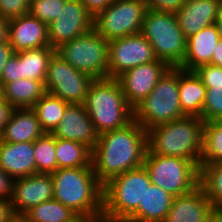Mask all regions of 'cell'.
<instances>
[{"instance_id":"obj_28","label":"cell","mask_w":222,"mask_h":222,"mask_svg":"<svg viewBox=\"0 0 222 222\" xmlns=\"http://www.w3.org/2000/svg\"><path fill=\"white\" fill-rule=\"evenodd\" d=\"M57 169L88 167L92 151L82 143L56 138Z\"/></svg>"},{"instance_id":"obj_22","label":"cell","mask_w":222,"mask_h":222,"mask_svg":"<svg viewBox=\"0 0 222 222\" xmlns=\"http://www.w3.org/2000/svg\"><path fill=\"white\" fill-rule=\"evenodd\" d=\"M219 39L220 34L215 23L188 37L184 61L178 68L194 71L202 65L210 64L213 49Z\"/></svg>"},{"instance_id":"obj_24","label":"cell","mask_w":222,"mask_h":222,"mask_svg":"<svg viewBox=\"0 0 222 222\" xmlns=\"http://www.w3.org/2000/svg\"><path fill=\"white\" fill-rule=\"evenodd\" d=\"M205 96L206 87L196 73L179 68V102L183 114L202 119Z\"/></svg>"},{"instance_id":"obj_7","label":"cell","mask_w":222,"mask_h":222,"mask_svg":"<svg viewBox=\"0 0 222 222\" xmlns=\"http://www.w3.org/2000/svg\"><path fill=\"white\" fill-rule=\"evenodd\" d=\"M140 33L152 46L157 59L172 68L183 63L187 38L179 27L176 14L146 9Z\"/></svg>"},{"instance_id":"obj_48","label":"cell","mask_w":222,"mask_h":222,"mask_svg":"<svg viewBox=\"0 0 222 222\" xmlns=\"http://www.w3.org/2000/svg\"><path fill=\"white\" fill-rule=\"evenodd\" d=\"M79 222H112V221L107 219L106 217L101 216L93 219H81Z\"/></svg>"},{"instance_id":"obj_42","label":"cell","mask_w":222,"mask_h":222,"mask_svg":"<svg viewBox=\"0 0 222 222\" xmlns=\"http://www.w3.org/2000/svg\"><path fill=\"white\" fill-rule=\"evenodd\" d=\"M14 216L10 200L0 199V222H9Z\"/></svg>"},{"instance_id":"obj_26","label":"cell","mask_w":222,"mask_h":222,"mask_svg":"<svg viewBox=\"0 0 222 222\" xmlns=\"http://www.w3.org/2000/svg\"><path fill=\"white\" fill-rule=\"evenodd\" d=\"M56 49L51 46L16 52L21 59L22 79L42 81L44 83L49 62Z\"/></svg>"},{"instance_id":"obj_12","label":"cell","mask_w":222,"mask_h":222,"mask_svg":"<svg viewBox=\"0 0 222 222\" xmlns=\"http://www.w3.org/2000/svg\"><path fill=\"white\" fill-rule=\"evenodd\" d=\"M154 60L153 48L141 33L108 42V78L116 79L128 69Z\"/></svg>"},{"instance_id":"obj_47","label":"cell","mask_w":222,"mask_h":222,"mask_svg":"<svg viewBox=\"0 0 222 222\" xmlns=\"http://www.w3.org/2000/svg\"><path fill=\"white\" fill-rule=\"evenodd\" d=\"M215 25L217 27L218 33L220 34V38L222 39V6L219 10V14L216 18Z\"/></svg>"},{"instance_id":"obj_37","label":"cell","mask_w":222,"mask_h":222,"mask_svg":"<svg viewBox=\"0 0 222 222\" xmlns=\"http://www.w3.org/2000/svg\"><path fill=\"white\" fill-rule=\"evenodd\" d=\"M19 79H22L21 59L14 53L3 68L0 84L3 87L6 83L18 81Z\"/></svg>"},{"instance_id":"obj_21","label":"cell","mask_w":222,"mask_h":222,"mask_svg":"<svg viewBox=\"0 0 222 222\" xmlns=\"http://www.w3.org/2000/svg\"><path fill=\"white\" fill-rule=\"evenodd\" d=\"M44 133L32 108L13 109L9 120L0 131V141L34 142Z\"/></svg>"},{"instance_id":"obj_40","label":"cell","mask_w":222,"mask_h":222,"mask_svg":"<svg viewBox=\"0 0 222 222\" xmlns=\"http://www.w3.org/2000/svg\"><path fill=\"white\" fill-rule=\"evenodd\" d=\"M87 11L93 18L101 11L105 10L112 2V0H80Z\"/></svg>"},{"instance_id":"obj_13","label":"cell","mask_w":222,"mask_h":222,"mask_svg":"<svg viewBox=\"0 0 222 222\" xmlns=\"http://www.w3.org/2000/svg\"><path fill=\"white\" fill-rule=\"evenodd\" d=\"M93 16L80 0H67L57 19L47 25L50 46L58 48L93 29Z\"/></svg>"},{"instance_id":"obj_1","label":"cell","mask_w":222,"mask_h":222,"mask_svg":"<svg viewBox=\"0 0 222 222\" xmlns=\"http://www.w3.org/2000/svg\"><path fill=\"white\" fill-rule=\"evenodd\" d=\"M147 152L146 130L136 121L99 134L92 150L94 174L103 185L111 178L143 166Z\"/></svg>"},{"instance_id":"obj_44","label":"cell","mask_w":222,"mask_h":222,"mask_svg":"<svg viewBox=\"0 0 222 222\" xmlns=\"http://www.w3.org/2000/svg\"><path fill=\"white\" fill-rule=\"evenodd\" d=\"M214 66H222V39L220 38L213 49L211 63Z\"/></svg>"},{"instance_id":"obj_33","label":"cell","mask_w":222,"mask_h":222,"mask_svg":"<svg viewBox=\"0 0 222 222\" xmlns=\"http://www.w3.org/2000/svg\"><path fill=\"white\" fill-rule=\"evenodd\" d=\"M67 0H30L29 14L45 24L57 19Z\"/></svg>"},{"instance_id":"obj_35","label":"cell","mask_w":222,"mask_h":222,"mask_svg":"<svg viewBox=\"0 0 222 222\" xmlns=\"http://www.w3.org/2000/svg\"><path fill=\"white\" fill-rule=\"evenodd\" d=\"M194 72L201 79L206 89L222 86V66L206 64L198 67Z\"/></svg>"},{"instance_id":"obj_34","label":"cell","mask_w":222,"mask_h":222,"mask_svg":"<svg viewBox=\"0 0 222 222\" xmlns=\"http://www.w3.org/2000/svg\"><path fill=\"white\" fill-rule=\"evenodd\" d=\"M222 119V86L206 89L202 108V120L209 122Z\"/></svg>"},{"instance_id":"obj_27","label":"cell","mask_w":222,"mask_h":222,"mask_svg":"<svg viewBox=\"0 0 222 222\" xmlns=\"http://www.w3.org/2000/svg\"><path fill=\"white\" fill-rule=\"evenodd\" d=\"M22 216L27 222H79L82 219L55 199L31 207Z\"/></svg>"},{"instance_id":"obj_25","label":"cell","mask_w":222,"mask_h":222,"mask_svg":"<svg viewBox=\"0 0 222 222\" xmlns=\"http://www.w3.org/2000/svg\"><path fill=\"white\" fill-rule=\"evenodd\" d=\"M46 93L44 83L31 79H19L2 87V98L14 109L33 108Z\"/></svg>"},{"instance_id":"obj_9","label":"cell","mask_w":222,"mask_h":222,"mask_svg":"<svg viewBox=\"0 0 222 222\" xmlns=\"http://www.w3.org/2000/svg\"><path fill=\"white\" fill-rule=\"evenodd\" d=\"M108 40L94 29L61 44L56 53L73 68L94 79L108 78Z\"/></svg>"},{"instance_id":"obj_45","label":"cell","mask_w":222,"mask_h":222,"mask_svg":"<svg viewBox=\"0 0 222 222\" xmlns=\"http://www.w3.org/2000/svg\"><path fill=\"white\" fill-rule=\"evenodd\" d=\"M9 19L0 16V43L8 42Z\"/></svg>"},{"instance_id":"obj_14","label":"cell","mask_w":222,"mask_h":222,"mask_svg":"<svg viewBox=\"0 0 222 222\" xmlns=\"http://www.w3.org/2000/svg\"><path fill=\"white\" fill-rule=\"evenodd\" d=\"M170 68L166 62L157 59L128 69L119 75L116 79L128 104L134 108L145 99Z\"/></svg>"},{"instance_id":"obj_16","label":"cell","mask_w":222,"mask_h":222,"mask_svg":"<svg viewBox=\"0 0 222 222\" xmlns=\"http://www.w3.org/2000/svg\"><path fill=\"white\" fill-rule=\"evenodd\" d=\"M51 134L55 138L82 143L91 151L99 137L84 104H68L61 121Z\"/></svg>"},{"instance_id":"obj_18","label":"cell","mask_w":222,"mask_h":222,"mask_svg":"<svg viewBox=\"0 0 222 222\" xmlns=\"http://www.w3.org/2000/svg\"><path fill=\"white\" fill-rule=\"evenodd\" d=\"M215 210L200 186L191 192L173 197L163 222H206Z\"/></svg>"},{"instance_id":"obj_49","label":"cell","mask_w":222,"mask_h":222,"mask_svg":"<svg viewBox=\"0 0 222 222\" xmlns=\"http://www.w3.org/2000/svg\"><path fill=\"white\" fill-rule=\"evenodd\" d=\"M9 222H27L21 215H15Z\"/></svg>"},{"instance_id":"obj_3","label":"cell","mask_w":222,"mask_h":222,"mask_svg":"<svg viewBox=\"0 0 222 222\" xmlns=\"http://www.w3.org/2000/svg\"><path fill=\"white\" fill-rule=\"evenodd\" d=\"M203 126L204 121L196 116H185L156 125L146 130V153L189 159L199 167L203 150Z\"/></svg>"},{"instance_id":"obj_41","label":"cell","mask_w":222,"mask_h":222,"mask_svg":"<svg viewBox=\"0 0 222 222\" xmlns=\"http://www.w3.org/2000/svg\"><path fill=\"white\" fill-rule=\"evenodd\" d=\"M14 53L15 52L9 42L0 43V77L6 62Z\"/></svg>"},{"instance_id":"obj_38","label":"cell","mask_w":222,"mask_h":222,"mask_svg":"<svg viewBox=\"0 0 222 222\" xmlns=\"http://www.w3.org/2000/svg\"><path fill=\"white\" fill-rule=\"evenodd\" d=\"M187 0H145L146 8L157 12L176 14Z\"/></svg>"},{"instance_id":"obj_20","label":"cell","mask_w":222,"mask_h":222,"mask_svg":"<svg viewBox=\"0 0 222 222\" xmlns=\"http://www.w3.org/2000/svg\"><path fill=\"white\" fill-rule=\"evenodd\" d=\"M0 168L13 179L37 174L34 142L8 143L0 141Z\"/></svg>"},{"instance_id":"obj_15","label":"cell","mask_w":222,"mask_h":222,"mask_svg":"<svg viewBox=\"0 0 222 222\" xmlns=\"http://www.w3.org/2000/svg\"><path fill=\"white\" fill-rule=\"evenodd\" d=\"M51 174L37 173L14 179L11 205L15 215H23L31 207L53 199Z\"/></svg>"},{"instance_id":"obj_2","label":"cell","mask_w":222,"mask_h":222,"mask_svg":"<svg viewBox=\"0 0 222 222\" xmlns=\"http://www.w3.org/2000/svg\"><path fill=\"white\" fill-rule=\"evenodd\" d=\"M51 176L53 199L71 208L82 219L102 216L103 185L96 178L92 163L88 167L59 168Z\"/></svg>"},{"instance_id":"obj_29","label":"cell","mask_w":222,"mask_h":222,"mask_svg":"<svg viewBox=\"0 0 222 222\" xmlns=\"http://www.w3.org/2000/svg\"><path fill=\"white\" fill-rule=\"evenodd\" d=\"M69 103L46 92L33 106L40 127L45 133H51L61 121Z\"/></svg>"},{"instance_id":"obj_10","label":"cell","mask_w":222,"mask_h":222,"mask_svg":"<svg viewBox=\"0 0 222 222\" xmlns=\"http://www.w3.org/2000/svg\"><path fill=\"white\" fill-rule=\"evenodd\" d=\"M145 0H112L93 19V29L106 40L140 33L146 11Z\"/></svg>"},{"instance_id":"obj_50","label":"cell","mask_w":222,"mask_h":222,"mask_svg":"<svg viewBox=\"0 0 222 222\" xmlns=\"http://www.w3.org/2000/svg\"><path fill=\"white\" fill-rule=\"evenodd\" d=\"M2 98V86L0 84V99Z\"/></svg>"},{"instance_id":"obj_23","label":"cell","mask_w":222,"mask_h":222,"mask_svg":"<svg viewBox=\"0 0 222 222\" xmlns=\"http://www.w3.org/2000/svg\"><path fill=\"white\" fill-rule=\"evenodd\" d=\"M173 197L151 183L145 190L143 203L124 222H163L171 208Z\"/></svg>"},{"instance_id":"obj_31","label":"cell","mask_w":222,"mask_h":222,"mask_svg":"<svg viewBox=\"0 0 222 222\" xmlns=\"http://www.w3.org/2000/svg\"><path fill=\"white\" fill-rule=\"evenodd\" d=\"M199 186L215 209H222V163L199 166Z\"/></svg>"},{"instance_id":"obj_39","label":"cell","mask_w":222,"mask_h":222,"mask_svg":"<svg viewBox=\"0 0 222 222\" xmlns=\"http://www.w3.org/2000/svg\"><path fill=\"white\" fill-rule=\"evenodd\" d=\"M14 179L0 168V199L11 200Z\"/></svg>"},{"instance_id":"obj_30","label":"cell","mask_w":222,"mask_h":222,"mask_svg":"<svg viewBox=\"0 0 222 222\" xmlns=\"http://www.w3.org/2000/svg\"><path fill=\"white\" fill-rule=\"evenodd\" d=\"M222 163V119L204 122L200 166Z\"/></svg>"},{"instance_id":"obj_19","label":"cell","mask_w":222,"mask_h":222,"mask_svg":"<svg viewBox=\"0 0 222 222\" xmlns=\"http://www.w3.org/2000/svg\"><path fill=\"white\" fill-rule=\"evenodd\" d=\"M222 6V0H187L177 11L179 27L188 38L206 26L214 24Z\"/></svg>"},{"instance_id":"obj_17","label":"cell","mask_w":222,"mask_h":222,"mask_svg":"<svg viewBox=\"0 0 222 222\" xmlns=\"http://www.w3.org/2000/svg\"><path fill=\"white\" fill-rule=\"evenodd\" d=\"M8 42L15 53L50 46L47 24L29 13L10 18Z\"/></svg>"},{"instance_id":"obj_36","label":"cell","mask_w":222,"mask_h":222,"mask_svg":"<svg viewBox=\"0 0 222 222\" xmlns=\"http://www.w3.org/2000/svg\"><path fill=\"white\" fill-rule=\"evenodd\" d=\"M30 0H0V16L10 19L29 12Z\"/></svg>"},{"instance_id":"obj_46","label":"cell","mask_w":222,"mask_h":222,"mask_svg":"<svg viewBox=\"0 0 222 222\" xmlns=\"http://www.w3.org/2000/svg\"><path fill=\"white\" fill-rule=\"evenodd\" d=\"M206 222H222V209H215Z\"/></svg>"},{"instance_id":"obj_4","label":"cell","mask_w":222,"mask_h":222,"mask_svg":"<svg viewBox=\"0 0 222 222\" xmlns=\"http://www.w3.org/2000/svg\"><path fill=\"white\" fill-rule=\"evenodd\" d=\"M84 106L98 134L121 129L133 121V108L115 78L94 79Z\"/></svg>"},{"instance_id":"obj_8","label":"cell","mask_w":222,"mask_h":222,"mask_svg":"<svg viewBox=\"0 0 222 222\" xmlns=\"http://www.w3.org/2000/svg\"><path fill=\"white\" fill-rule=\"evenodd\" d=\"M143 166L151 183L174 197L199 186V167L189 159L146 153Z\"/></svg>"},{"instance_id":"obj_43","label":"cell","mask_w":222,"mask_h":222,"mask_svg":"<svg viewBox=\"0 0 222 222\" xmlns=\"http://www.w3.org/2000/svg\"><path fill=\"white\" fill-rule=\"evenodd\" d=\"M13 109L3 98L0 99V131L9 120Z\"/></svg>"},{"instance_id":"obj_5","label":"cell","mask_w":222,"mask_h":222,"mask_svg":"<svg viewBox=\"0 0 222 222\" xmlns=\"http://www.w3.org/2000/svg\"><path fill=\"white\" fill-rule=\"evenodd\" d=\"M150 184L144 166L111 178L103 184L102 216L112 222H124L143 203Z\"/></svg>"},{"instance_id":"obj_6","label":"cell","mask_w":222,"mask_h":222,"mask_svg":"<svg viewBox=\"0 0 222 222\" xmlns=\"http://www.w3.org/2000/svg\"><path fill=\"white\" fill-rule=\"evenodd\" d=\"M185 117L179 102V68H170L152 92L133 108V120L145 130Z\"/></svg>"},{"instance_id":"obj_32","label":"cell","mask_w":222,"mask_h":222,"mask_svg":"<svg viewBox=\"0 0 222 222\" xmlns=\"http://www.w3.org/2000/svg\"><path fill=\"white\" fill-rule=\"evenodd\" d=\"M55 145L56 138L51 133H44L34 141V160L37 173L51 174L57 170Z\"/></svg>"},{"instance_id":"obj_11","label":"cell","mask_w":222,"mask_h":222,"mask_svg":"<svg viewBox=\"0 0 222 222\" xmlns=\"http://www.w3.org/2000/svg\"><path fill=\"white\" fill-rule=\"evenodd\" d=\"M93 81L94 78L73 68L55 52L47 68L44 86L46 92L69 104H84Z\"/></svg>"}]
</instances>
